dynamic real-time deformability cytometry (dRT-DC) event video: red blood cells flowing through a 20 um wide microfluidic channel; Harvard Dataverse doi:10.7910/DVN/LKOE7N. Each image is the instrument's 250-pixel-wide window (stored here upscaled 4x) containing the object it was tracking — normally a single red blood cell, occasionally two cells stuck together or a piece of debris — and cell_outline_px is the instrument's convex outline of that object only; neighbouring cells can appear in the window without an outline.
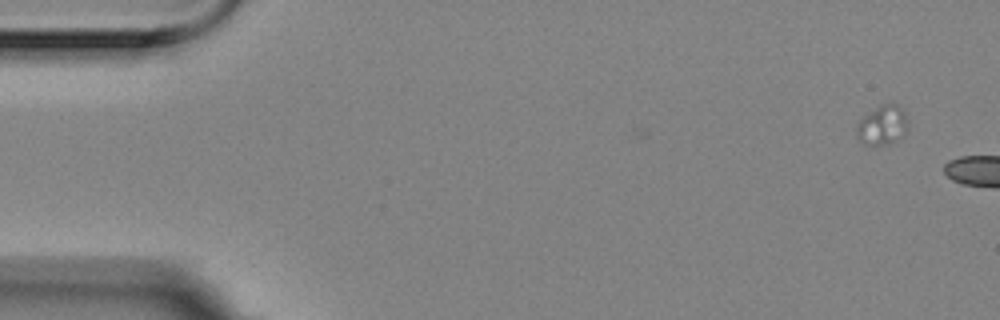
{"species": "Egyptian fruit bat (a non-hibernating species)", "species_latin": "Rousettus aegyptiacus", "temperature_condition": "room temperature", "stored_images_in_passage": 3, "camera_frame_rate_fps": 3000, "um_per_image_px": 0.085, "animal": {"sex": "female"}, "frame": {"image": 1, "passage_image": 1, "time_ms": 0.0, "image_size_px": [1000, 320], "cell_outline_px": [[908, 128], [900, 136], [888, 144], [864, 144], [856, 136], [856, 124], [864, 116], [880, 104], [896, 104], [904, 112]], "centroid_in_image_um": [74.96, 10.63], "position_along_channel_um": 10.0, "area_um2": 11.44}}